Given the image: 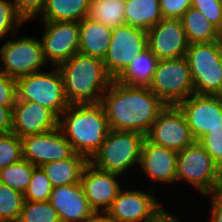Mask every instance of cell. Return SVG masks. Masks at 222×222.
<instances>
[{
	"instance_id": "obj_15",
	"label": "cell",
	"mask_w": 222,
	"mask_h": 222,
	"mask_svg": "<svg viewBox=\"0 0 222 222\" xmlns=\"http://www.w3.org/2000/svg\"><path fill=\"white\" fill-rule=\"evenodd\" d=\"M22 157L34 166L70 158L75 152L59 128L21 138Z\"/></svg>"
},
{
	"instance_id": "obj_16",
	"label": "cell",
	"mask_w": 222,
	"mask_h": 222,
	"mask_svg": "<svg viewBox=\"0 0 222 222\" xmlns=\"http://www.w3.org/2000/svg\"><path fill=\"white\" fill-rule=\"evenodd\" d=\"M148 48L159 60L183 58L190 45L180 19L163 18L147 31Z\"/></svg>"
},
{
	"instance_id": "obj_43",
	"label": "cell",
	"mask_w": 222,
	"mask_h": 222,
	"mask_svg": "<svg viewBox=\"0 0 222 222\" xmlns=\"http://www.w3.org/2000/svg\"><path fill=\"white\" fill-rule=\"evenodd\" d=\"M218 47H219V52H220V61H221V64H222V35L219 37Z\"/></svg>"
},
{
	"instance_id": "obj_29",
	"label": "cell",
	"mask_w": 222,
	"mask_h": 222,
	"mask_svg": "<svg viewBox=\"0 0 222 222\" xmlns=\"http://www.w3.org/2000/svg\"><path fill=\"white\" fill-rule=\"evenodd\" d=\"M24 201L22 193L0 182V221L17 222Z\"/></svg>"
},
{
	"instance_id": "obj_23",
	"label": "cell",
	"mask_w": 222,
	"mask_h": 222,
	"mask_svg": "<svg viewBox=\"0 0 222 222\" xmlns=\"http://www.w3.org/2000/svg\"><path fill=\"white\" fill-rule=\"evenodd\" d=\"M158 62L157 56L147 48L136 56L115 80L128 86L148 87Z\"/></svg>"
},
{
	"instance_id": "obj_14",
	"label": "cell",
	"mask_w": 222,
	"mask_h": 222,
	"mask_svg": "<svg viewBox=\"0 0 222 222\" xmlns=\"http://www.w3.org/2000/svg\"><path fill=\"white\" fill-rule=\"evenodd\" d=\"M178 106L197 142L213 129L222 127V96L220 95L194 93Z\"/></svg>"
},
{
	"instance_id": "obj_20",
	"label": "cell",
	"mask_w": 222,
	"mask_h": 222,
	"mask_svg": "<svg viewBox=\"0 0 222 222\" xmlns=\"http://www.w3.org/2000/svg\"><path fill=\"white\" fill-rule=\"evenodd\" d=\"M177 156V151L154 144L146 138L139 166L151 181L174 184L177 182Z\"/></svg>"
},
{
	"instance_id": "obj_9",
	"label": "cell",
	"mask_w": 222,
	"mask_h": 222,
	"mask_svg": "<svg viewBox=\"0 0 222 222\" xmlns=\"http://www.w3.org/2000/svg\"><path fill=\"white\" fill-rule=\"evenodd\" d=\"M16 35L11 34V40L0 47V71L15 79L40 72L41 67L47 64L41 41L30 36L16 38Z\"/></svg>"
},
{
	"instance_id": "obj_1",
	"label": "cell",
	"mask_w": 222,
	"mask_h": 222,
	"mask_svg": "<svg viewBox=\"0 0 222 222\" xmlns=\"http://www.w3.org/2000/svg\"><path fill=\"white\" fill-rule=\"evenodd\" d=\"M110 129L147 135L166 106L148 87L128 86L115 79L102 96Z\"/></svg>"
},
{
	"instance_id": "obj_13",
	"label": "cell",
	"mask_w": 222,
	"mask_h": 222,
	"mask_svg": "<svg viewBox=\"0 0 222 222\" xmlns=\"http://www.w3.org/2000/svg\"><path fill=\"white\" fill-rule=\"evenodd\" d=\"M41 22L44 32L40 41L47 64L58 67L79 52V22Z\"/></svg>"
},
{
	"instance_id": "obj_28",
	"label": "cell",
	"mask_w": 222,
	"mask_h": 222,
	"mask_svg": "<svg viewBox=\"0 0 222 222\" xmlns=\"http://www.w3.org/2000/svg\"><path fill=\"white\" fill-rule=\"evenodd\" d=\"M36 166L25 159L0 169V182L24 195Z\"/></svg>"
},
{
	"instance_id": "obj_21",
	"label": "cell",
	"mask_w": 222,
	"mask_h": 222,
	"mask_svg": "<svg viewBox=\"0 0 222 222\" xmlns=\"http://www.w3.org/2000/svg\"><path fill=\"white\" fill-rule=\"evenodd\" d=\"M111 28L89 17L79 22V53L104 59L112 38Z\"/></svg>"
},
{
	"instance_id": "obj_4",
	"label": "cell",
	"mask_w": 222,
	"mask_h": 222,
	"mask_svg": "<svg viewBox=\"0 0 222 222\" xmlns=\"http://www.w3.org/2000/svg\"><path fill=\"white\" fill-rule=\"evenodd\" d=\"M146 136L135 131L110 129L99 150L89 160L96 168L123 175L140 164Z\"/></svg>"
},
{
	"instance_id": "obj_18",
	"label": "cell",
	"mask_w": 222,
	"mask_h": 222,
	"mask_svg": "<svg viewBox=\"0 0 222 222\" xmlns=\"http://www.w3.org/2000/svg\"><path fill=\"white\" fill-rule=\"evenodd\" d=\"M59 118L39 103L15 100L12 108V132L22 138L58 128Z\"/></svg>"
},
{
	"instance_id": "obj_22",
	"label": "cell",
	"mask_w": 222,
	"mask_h": 222,
	"mask_svg": "<svg viewBox=\"0 0 222 222\" xmlns=\"http://www.w3.org/2000/svg\"><path fill=\"white\" fill-rule=\"evenodd\" d=\"M89 161L79 153L70 158L53 161L40 166L50 180L52 187L80 183L84 166Z\"/></svg>"
},
{
	"instance_id": "obj_34",
	"label": "cell",
	"mask_w": 222,
	"mask_h": 222,
	"mask_svg": "<svg viewBox=\"0 0 222 222\" xmlns=\"http://www.w3.org/2000/svg\"><path fill=\"white\" fill-rule=\"evenodd\" d=\"M198 143L212 157L222 171V127L213 129L205 134Z\"/></svg>"
},
{
	"instance_id": "obj_38",
	"label": "cell",
	"mask_w": 222,
	"mask_h": 222,
	"mask_svg": "<svg viewBox=\"0 0 222 222\" xmlns=\"http://www.w3.org/2000/svg\"><path fill=\"white\" fill-rule=\"evenodd\" d=\"M192 0H160L163 18L180 19L184 12L191 7Z\"/></svg>"
},
{
	"instance_id": "obj_30",
	"label": "cell",
	"mask_w": 222,
	"mask_h": 222,
	"mask_svg": "<svg viewBox=\"0 0 222 222\" xmlns=\"http://www.w3.org/2000/svg\"><path fill=\"white\" fill-rule=\"evenodd\" d=\"M17 222H61L50 201L25 200Z\"/></svg>"
},
{
	"instance_id": "obj_25",
	"label": "cell",
	"mask_w": 222,
	"mask_h": 222,
	"mask_svg": "<svg viewBox=\"0 0 222 222\" xmlns=\"http://www.w3.org/2000/svg\"><path fill=\"white\" fill-rule=\"evenodd\" d=\"M91 0H47L40 21L80 22L87 17Z\"/></svg>"
},
{
	"instance_id": "obj_12",
	"label": "cell",
	"mask_w": 222,
	"mask_h": 222,
	"mask_svg": "<svg viewBox=\"0 0 222 222\" xmlns=\"http://www.w3.org/2000/svg\"><path fill=\"white\" fill-rule=\"evenodd\" d=\"M152 192L121 189L104 214L114 222H153L163 207Z\"/></svg>"
},
{
	"instance_id": "obj_27",
	"label": "cell",
	"mask_w": 222,
	"mask_h": 222,
	"mask_svg": "<svg viewBox=\"0 0 222 222\" xmlns=\"http://www.w3.org/2000/svg\"><path fill=\"white\" fill-rule=\"evenodd\" d=\"M125 0H91L87 17L114 29L125 25Z\"/></svg>"
},
{
	"instance_id": "obj_8",
	"label": "cell",
	"mask_w": 222,
	"mask_h": 222,
	"mask_svg": "<svg viewBox=\"0 0 222 222\" xmlns=\"http://www.w3.org/2000/svg\"><path fill=\"white\" fill-rule=\"evenodd\" d=\"M148 88L166 105H178L195 93L185 57L159 60Z\"/></svg>"
},
{
	"instance_id": "obj_41",
	"label": "cell",
	"mask_w": 222,
	"mask_h": 222,
	"mask_svg": "<svg viewBox=\"0 0 222 222\" xmlns=\"http://www.w3.org/2000/svg\"><path fill=\"white\" fill-rule=\"evenodd\" d=\"M153 222H180L177 216L170 214L166 209H162L156 216Z\"/></svg>"
},
{
	"instance_id": "obj_40",
	"label": "cell",
	"mask_w": 222,
	"mask_h": 222,
	"mask_svg": "<svg viewBox=\"0 0 222 222\" xmlns=\"http://www.w3.org/2000/svg\"><path fill=\"white\" fill-rule=\"evenodd\" d=\"M12 108L0 105V134L12 132Z\"/></svg>"
},
{
	"instance_id": "obj_32",
	"label": "cell",
	"mask_w": 222,
	"mask_h": 222,
	"mask_svg": "<svg viewBox=\"0 0 222 222\" xmlns=\"http://www.w3.org/2000/svg\"><path fill=\"white\" fill-rule=\"evenodd\" d=\"M22 141L14 132L0 134V169L22 159Z\"/></svg>"
},
{
	"instance_id": "obj_6",
	"label": "cell",
	"mask_w": 222,
	"mask_h": 222,
	"mask_svg": "<svg viewBox=\"0 0 222 222\" xmlns=\"http://www.w3.org/2000/svg\"><path fill=\"white\" fill-rule=\"evenodd\" d=\"M177 181L187 182L204 196L222 186V171L196 141L178 152Z\"/></svg>"
},
{
	"instance_id": "obj_3",
	"label": "cell",
	"mask_w": 222,
	"mask_h": 222,
	"mask_svg": "<svg viewBox=\"0 0 222 222\" xmlns=\"http://www.w3.org/2000/svg\"><path fill=\"white\" fill-rule=\"evenodd\" d=\"M64 86V95L69 104L101 102L103 94L113 81L103 60L76 53L58 66Z\"/></svg>"
},
{
	"instance_id": "obj_31",
	"label": "cell",
	"mask_w": 222,
	"mask_h": 222,
	"mask_svg": "<svg viewBox=\"0 0 222 222\" xmlns=\"http://www.w3.org/2000/svg\"><path fill=\"white\" fill-rule=\"evenodd\" d=\"M49 178L41 167L36 166L32 172V178L24 193V198L30 202L49 201L52 192Z\"/></svg>"
},
{
	"instance_id": "obj_11",
	"label": "cell",
	"mask_w": 222,
	"mask_h": 222,
	"mask_svg": "<svg viewBox=\"0 0 222 222\" xmlns=\"http://www.w3.org/2000/svg\"><path fill=\"white\" fill-rule=\"evenodd\" d=\"M146 138L177 152L196 142L178 105H166L160 111Z\"/></svg>"
},
{
	"instance_id": "obj_39",
	"label": "cell",
	"mask_w": 222,
	"mask_h": 222,
	"mask_svg": "<svg viewBox=\"0 0 222 222\" xmlns=\"http://www.w3.org/2000/svg\"><path fill=\"white\" fill-rule=\"evenodd\" d=\"M210 196L211 212L209 216L210 222H222V186L217 187L213 192H210L205 196Z\"/></svg>"
},
{
	"instance_id": "obj_33",
	"label": "cell",
	"mask_w": 222,
	"mask_h": 222,
	"mask_svg": "<svg viewBox=\"0 0 222 222\" xmlns=\"http://www.w3.org/2000/svg\"><path fill=\"white\" fill-rule=\"evenodd\" d=\"M25 22L12 0H0V40L10 33L16 34Z\"/></svg>"
},
{
	"instance_id": "obj_26",
	"label": "cell",
	"mask_w": 222,
	"mask_h": 222,
	"mask_svg": "<svg viewBox=\"0 0 222 222\" xmlns=\"http://www.w3.org/2000/svg\"><path fill=\"white\" fill-rule=\"evenodd\" d=\"M189 43L219 40L222 33L197 9L188 8L180 18Z\"/></svg>"
},
{
	"instance_id": "obj_36",
	"label": "cell",
	"mask_w": 222,
	"mask_h": 222,
	"mask_svg": "<svg viewBox=\"0 0 222 222\" xmlns=\"http://www.w3.org/2000/svg\"><path fill=\"white\" fill-rule=\"evenodd\" d=\"M18 14L25 20L38 18L47 0H12Z\"/></svg>"
},
{
	"instance_id": "obj_5",
	"label": "cell",
	"mask_w": 222,
	"mask_h": 222,
	"mask_svg": "<svg viewBox=\"0 0 222 222\" xmlns=\"http://www.w3.org/2000/svg\"><path fill=\"white\" fill-rule=\"evenodd\" d=\"M16 92V99L39 103L50 109L58 118L69 105L58 67H54L50 72L40 71L17 78Z\"/></svg>"
},
{
	"instance_id": "obj_7",
	"label": "cell",
	"mask_w": 222,
	"mask_h": 222,
	"mask_svg": "<svg viewBox=\"0 0 222 222\" xmlns=\"http://www.w3.org/2000/svg\"><path fill=\"white\" fill-rule=\"evenodd\" d=\"M185 58L190 67L195 94L222 96V64L218 40L191 43Z\"/></svg>"
},
{
	"instance_id": "obj_24",
	"label": "cell",
	"mask_w": 222,
	"mask_h": 222,
	"mask_svg": "<svg viewBox=\"0 0 222 222\" xmlns=\"http://www.w3.org/2000/svg\"><path fill=\"white\" fill-rule=\"evenodd\" d=\"M125 24L148 31L163 19L160 0H125Z\"/></svg>"
},
{
	"instance_id": "obj_19",
	"label": "cell",
	"mask_w": 222,
	"mask_h": 222,
	"mask_svg": "<svg viewBox=\"0 0 222 222\" xmlns=\"http://www.w3.org/2000/svg\"><path fill=\"white\" fill-rule=\"evenodd\" d=\"M49 201L61 222H85L96 214L85 197L81 182L53 187Z\"/></svg>"
},
{
	"instance_id": "obj_17",
	"label": "cell",
	"mask_w": 222,
	"mask_h": 222,
	"mask_svg": "<svg viewBox=\"0 0 222 222\" xmlns=\"http://www.w3.org/2000/svg\"><path fill=\"white\" fill-rule=\"evenodd\" d=\"M121 175L100 170L88 162L81 174V185L90 207L104 214L122 189Z\"/></svg>"
},
{
	"instance_id": "obj_2",
	"label": "cell",
	"mask_w": 222,
	"mask_h": 222,
	"mask_svg": "<svg viewBox=\"0 0 222 222\" xmlns=\"http://www.w3.org/2000/svg\"><path fill=\"white\" fill-rule=\"evenodd\" d=\"M58 128L74 152L88 161L99 150L110 130L101 102L69 104L59 117Z\"/></svg>"
},
{
	"instance_id": "obj_35",
	"label": "cell",
	"mask_w": 222,
	"mask_h": 222,
	"mask_svg": "<svg viewBox=\"0 0 222 222\" xmlns=\"http://www.w3.org/2000/svg\"><path fill=\"white\" fill-rule=\"evenodd\" d=\"M191 6L199 10L222 33V0H192Z\"/></svg>"
},
{
	"instance_id": "obj_42",
	"label": "cell",
	"mask_w": 222,
	"mask_h": 222,
	"mask_svg": "<svg viewBox=\"0 0 222 222\" xmlns=\"http://www.w3.org/2000/svg\"><path fill=\"white\" fill-rule=\"evenodd\" d=\"M85 222H114L110 220L105 214L96 213L92 218L86 220Z\"/></svg>"
},
{
	"instance_id": "obj_37",
	"label": "cell",
	"mask_w": 222,
	"mask_h": 222,
	"mask_svg": "<svg viewBox=\"0 0 222 222\" xmlns=\"http://www.w3.org/2000/svg\"><path fill=\"white\" fill-rule=\"evenodd\" d=\"M16 98V79L0 71V105L13 107Z\"/></svg>"
},
{
	"instance_id": "obj_10",
	"label": "cell",
	"mask_w": 222,
	"mask_h": 222,
	"mask_svg": "<svg viewBox=\"0 0 222 222\" xmlns=\"http://www.w3.org/2000/svg\"><path fill=\"white\" fill-rule=\"evenodd\" d=\"M148 48L147 31L122 25L112 30V38L103 63L108 74L116 79L132 60Z\"/></svg>"
}]
</instances>
